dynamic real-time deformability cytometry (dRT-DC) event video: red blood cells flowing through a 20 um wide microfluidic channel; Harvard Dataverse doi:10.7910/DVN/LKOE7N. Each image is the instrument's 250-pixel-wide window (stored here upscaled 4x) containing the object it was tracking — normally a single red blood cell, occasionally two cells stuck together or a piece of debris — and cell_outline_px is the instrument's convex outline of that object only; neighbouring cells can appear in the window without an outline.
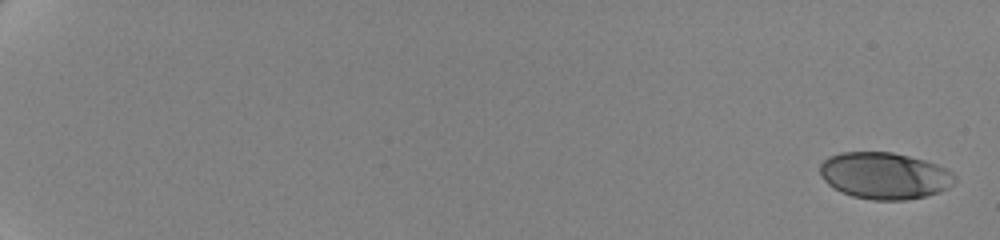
{"species": "human", "species_latin": "Homo sapiens", "temperature_condition": "cold", "stored_images_in_passage": 18, "camera_frame_rate_fps": 3000, "um_per_image_px": 0.085, "donor": {"sex": "female"}, "frame": {"image": 1, "passage_image": 1, "time_ms": 0.0, "image_size_px": [1000, 240], "cell_outline_px": [[956, 180], [948, 188], [924, 196], [908, 200], [872, 200], [852, 196], [840, 192], [828, 184], [824, 180], [820, 172], [820, 164], [828, 156], [840, 152], [892, 152], [924, 160], [936, 164], [952, 172], [956, 176]], "centroid_in_image_um": [75.16, 14.93], "position_along_channel_um": 9.8, "area_um2": 36.65}}
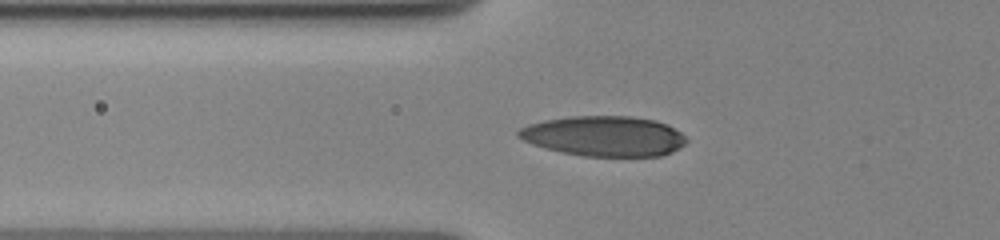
{"frame": {"image": 2, "passage_image": 11, "time_ms": 8.0, "image_size_px": [1000, 240], "cell_outline_px": [[688, 140], [680, 148], [672, 152], [660, 156], [584, 156], [544, 148], [532, 144], [516, 136], [516, 132], [520, 128], [528, 124], [544, 120], [572, 116], [632, 116], [656, 120], [668, 124], [680, 132]], "centroid_in_image_um": [51.35, 11.56], "position_along_channel_um": 74.4, "area_um2": 39.48}}
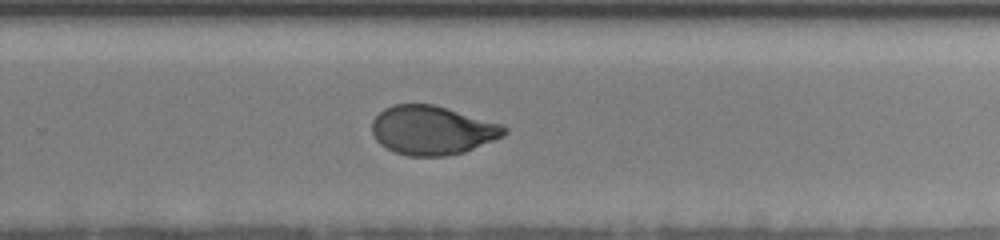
{"frame": {"image": 3, "passage_image": 18, "time_ms": 14.333, "image_size_px": [1000, 240], "cell_outline_px": [[508, 132], [504, 136], [464, 152], [444, 156], [408, 156], [396, 152], [380, 144], [376, 140], [372, 132], [372, 120], [384, 108], [392, 104], [432, 104], [448, 108], [504, 124], [508, 128]], "centroid_in_image_um": [36.77, 11.06], "position_along_channel_um": 293.0, "area_um2": 37.92}}